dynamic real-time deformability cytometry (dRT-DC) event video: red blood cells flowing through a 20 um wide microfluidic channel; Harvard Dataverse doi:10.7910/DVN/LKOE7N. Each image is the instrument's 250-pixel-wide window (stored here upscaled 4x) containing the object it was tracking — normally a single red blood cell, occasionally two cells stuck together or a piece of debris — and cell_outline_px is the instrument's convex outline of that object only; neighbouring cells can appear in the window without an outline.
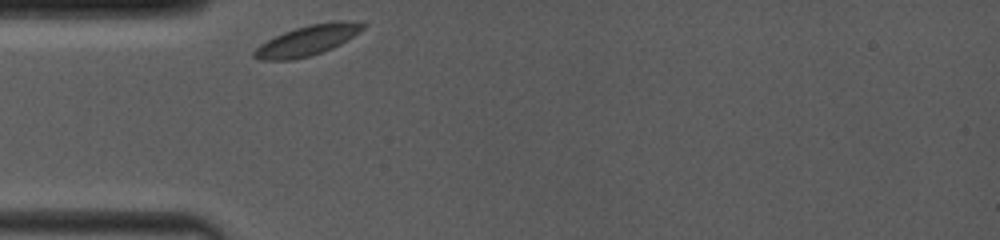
{"species": "common noctule bat (a hibernating species)", "species_latin": "Nyctalus noctula", "temperature_condition": "room temperature", "stored_images_in_passage": 8, "camera_frame_rate_fps": 4000, "um_per_image_px": 0.085, "animal": {"sex": "female", "body_mass_g": 19.0, "forearm_length_mm": 53.3}, "frame": {"image": 1, "passage_image": 1, "time_ms": 0.0, "image_size_px": [1000, 240], "cell_outline_px": [[364, 28], [360, 32], [348, 40], [332, 48], [308, 56], [292, 60], [260, 60], [252, 56], [252, 52], [260, 44], [284, 32], [308, 24], [336, 20], [352, 20], [364, 24]], "centroid_in_image_um": [26.14, 3.42], "position_along_channel_um": 58.9, "area_um2": 19.13}}
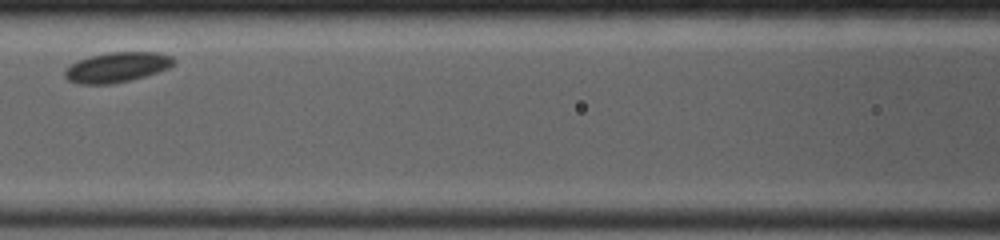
{"frame": {"image": 2, "passage_image": 5, "time_ms": 2.75, "image_size_px": [1000, 240], "cell_outline_px": [[176, 64], [168, 68], [144, 76], [112, 84], [80, 84], [68, 80], [64, 76], [64, 72], [72, 64], [80, 60], [92, 56], [108, 52], [156, 52], [172, 56], [176, 60]], "centroid_in_image_um": [9.98, 5.71], "position_along_channel_um": 156.6, "area_um2": 18.84}}
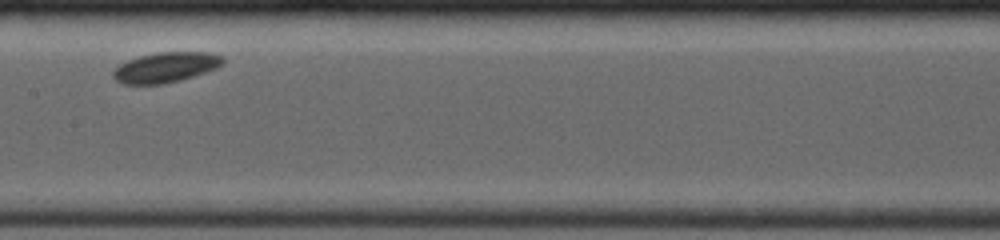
{"frame": {"image": 3, "passage_image": 7, "time_ms": 3.75, "image_size_px": [1000, 240], "cell_outline_px": [[224, 64], [216, 68], [180, 80], [164, 84], [124, 84], [116, 80], [112, 76], [112, 72], [120, 64], [128, 60], [140, 56], [156, 52], [208, 52], [224, 56]], "centroid_in_image_um": [14.09, 5.72], "position_along_channel_um": 193.3, "area_um2": 19.25}}